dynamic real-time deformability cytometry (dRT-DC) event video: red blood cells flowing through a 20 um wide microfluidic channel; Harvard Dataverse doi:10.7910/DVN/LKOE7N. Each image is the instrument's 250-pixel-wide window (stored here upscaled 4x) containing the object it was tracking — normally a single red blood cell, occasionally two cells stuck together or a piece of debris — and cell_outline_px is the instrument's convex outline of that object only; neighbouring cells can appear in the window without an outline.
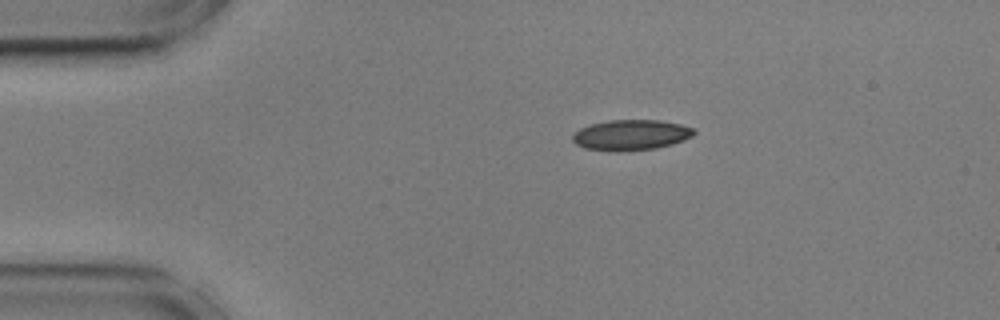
{"species": "common noctule bat (a hibernating species)", "species_latin": "Nyctalus noctula", "temperature_condition": "cold", "stored_images_in_passage": 10, "camera_frame_rate_fps": 3000, "um_per_image_px": 0.085, "animal": {"sex": "male", "body_mass_g": 17.9, "forearm_length_mm": 54.2}, "frame": {"image": 1, "passage_image": 1, "time_ms": 0.0, "image_size_px": [1000, 320], "cell_outline_px": [[696, 132], [692, 136], [684, 140], [672, 144], [656, 148], [616, 152], [608, 152], [584, 148], [576, 144], [572, 140], [572, 136], [580, 128], [592, 124], [608, 120], [660, 120], [680, 124], [696, 128]], "centroid_in_image_um": [53.64, 11.48], "position_along_channel_um": 31.4, "area_um2": 21.79}}